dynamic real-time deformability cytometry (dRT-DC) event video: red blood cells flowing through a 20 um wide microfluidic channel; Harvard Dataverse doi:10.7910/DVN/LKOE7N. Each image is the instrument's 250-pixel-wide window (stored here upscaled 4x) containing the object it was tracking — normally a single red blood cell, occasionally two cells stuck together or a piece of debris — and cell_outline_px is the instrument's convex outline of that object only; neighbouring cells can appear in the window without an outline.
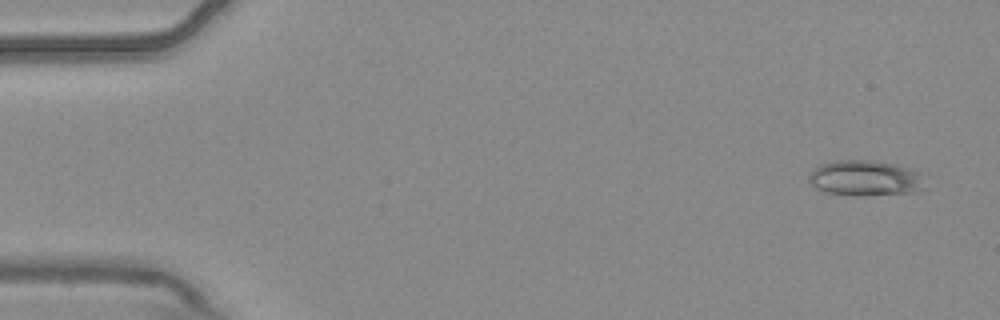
{"species": "common noctule bat (a hibernating species)", "species_latin": "Nyctalus noctula", "temperature_condition": "warm", "stored_images_in_passage": 6, "camera_frame_rate_fps": 3000, "um_per_image_px": 0.085, "animal": {"sex": "male", "body_mass_g": 20.4}, "frame": {"image": 1, "passage_image": 1, "time_ms": 0.0, "image_size_px": [1000, 320], "cell_outline_px": [[924, 188], [912, 192], [864, 196], [856, 196], [828, 192], [816, 188], [808, 180], [808, 176], [820, 164], [836, 160], [868, 160], [896, 164], [920, 172]], "centroid_in_image_um": [73.53, 15.14], "position_along_channel_um": 11.5, "area_um2": 23.87}}
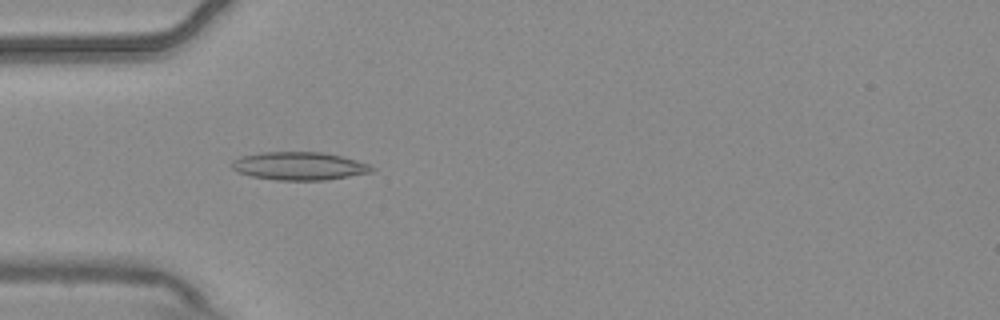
{"frame": {"image": 2, "passage_image": 5, "time_ms": 1.333, "image_size_px": [1000, 320], "cell_outline_px": [[376, 168], [372, 172], [324, 180], [276, 180], [252, 176], [236, 172], [232, 168], [232, 164], [240, 156], [260, 152], [324, 152], [356, 160], [368, 164]], "centroid_in_image_um": [25.43, 14.11], "position_along_channel_um": 59.6, "area_um2": 22.77}}
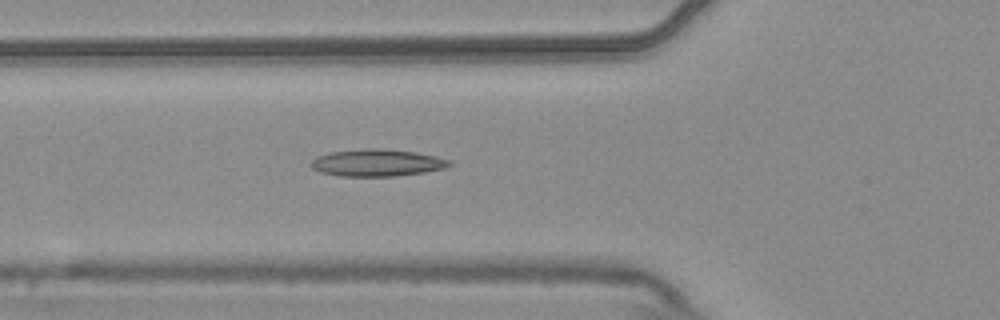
{"frame": {"image": 3, "passage_image": 6, "time_ms": 1.667, "image_size_px": [1000, 320], "cell_outline_px": [[452, 164], [444, 168], [424, 172], [396, 176], [340, 176], [320, 172], [312, 168], [312, 160], [316, 156], [328, 152], [364, 148], [384, 148], [416, 152], [436, 156], [452, 160]], "centroid_in_image_um": [32.05, 13.82], "position_along_channel_um": 93.7, "area_um2": 22.02}}